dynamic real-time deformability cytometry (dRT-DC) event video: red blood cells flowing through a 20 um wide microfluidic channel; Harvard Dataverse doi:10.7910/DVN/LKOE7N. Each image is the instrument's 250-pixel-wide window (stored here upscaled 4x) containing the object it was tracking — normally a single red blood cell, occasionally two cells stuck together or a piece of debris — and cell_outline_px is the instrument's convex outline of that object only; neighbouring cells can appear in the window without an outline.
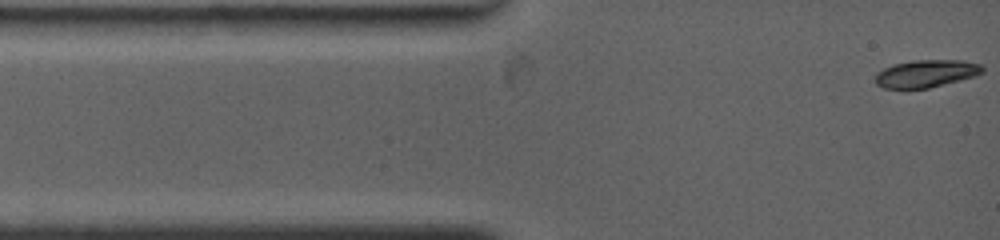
{"species": "common noctule bat (a hibernating species)", "species_latin": "Nyctalus noctula", "temperature_condition": "warm", "stored_images_in_passage": 58, "camera_frame_rate_fps": 4500, "um_per_image_px": 0.085, "animal": {"sex": "female", "body_mass_g": 19.0, "forearm_length_mm": 53.3}, "frame": {"image": 1, "passage_image": 1, "time_ms": 0.0, "image_size_px": [1000, 240], "cell_outline_px": [[984, 72], [960, 80], [928, 88], [884, 88], [876, 84], [876, 72], [892, 64], [912, 60], [960, 60], [980, 64], [984, 68]], "centroid_in_image_um": [78.7, 6.24], "position_along_channel_um": 6.3, "area_um2": 17.05}}
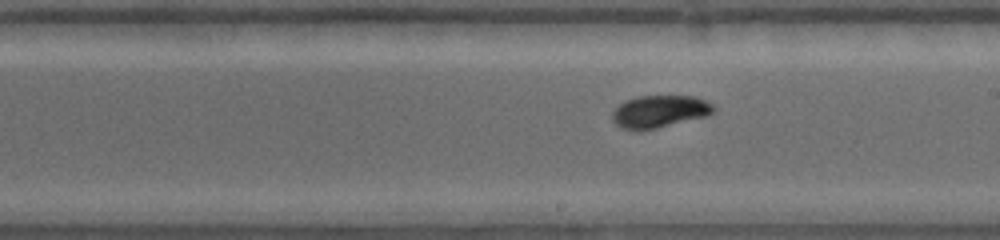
{"frame": {"image": 2, "passage_image": 33, "time_ms": 7.111, "image_size_px": [1000, 240], "cell_outline_px": [[716, 112], [704, 116], [656, 128], [620, 128], [612, 120], [612, 112], [620, 104], [636, 96], [692, 96], [704, 100], [712, 104], [716, 108]], "centroid_in_image_um": [56.08, 9.45], "position_along_channel_um": 232.9, "area_um2": 18.55}}
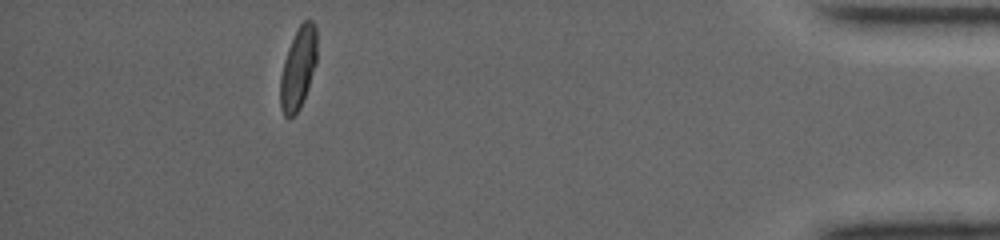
{"frame": {"image": 3, "passage_image": 58, "time_ms": 13.556, "image_size_px": [1000, 240], "cell_outline_px": [[316, 64], [304, 100], [300, 108], [288, 120], [284, 116], [280, 108], [280, 76], [284, 60], [288, 48], [300, 24], [304, 20], [312, 20], [316, 28]], "centroid_in_image_um": [25.33, 5.85], "position_along_channel_um": 409.9, "area_um2": 17.51}, "authors_computed_cell_mechanics": {"area_um2": 18.1781, "velocity_mm_per_s": 3.8507, "shape_relaxation_time_tau1_ms": 2.8815, "shape_relaxation_time_tau2_ms": null, "deformation_change_tau1": 0.1515, "deformation_change_tau2": null}}